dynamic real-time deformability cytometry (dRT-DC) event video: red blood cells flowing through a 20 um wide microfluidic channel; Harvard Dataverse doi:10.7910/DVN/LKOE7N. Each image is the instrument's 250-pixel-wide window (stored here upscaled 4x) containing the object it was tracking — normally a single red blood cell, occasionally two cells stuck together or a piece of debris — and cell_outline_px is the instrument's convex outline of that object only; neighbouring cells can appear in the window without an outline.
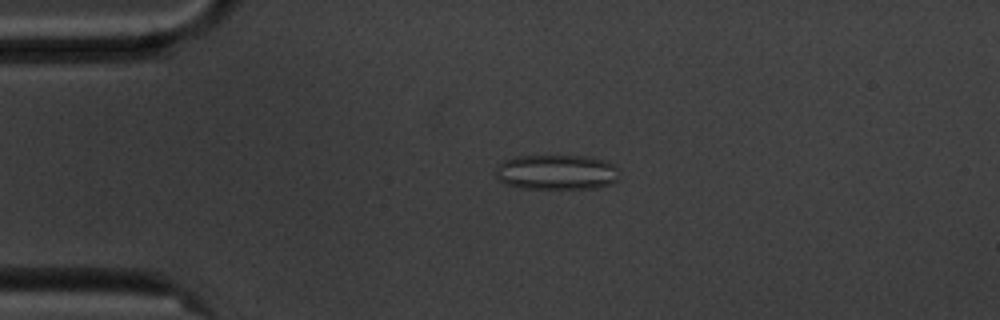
{"species": "common noctule bat (a hibernating species)", "species_latin": "Nyctalus noctula", "temperature_condition": "cold", "stored_images_in_passage": 57, "camera_frame_rate_fps": 3000, "um_per_image_px": 0.085, "animal": {"sex": "male", "body_mass_g": 20.1, "forearm_length_mm": 53.5}, "frame": {"image": 1, "passage_image": 13, "time_ms": 4.0, "image_size_px": [1000, 320], "cell_outline_px": [[616, 180], [608, 184], [596, 188], [520, 188], [504, 184], [496, 176], [496, 168], [504, 160], [516, 156], [584, 156], [604, 160], [612, 164], [616, 168]], "centroid_in_image_um": [47.25, 14.63], "position_along_channel_um": 37.8, "area_um2": 24.97}}
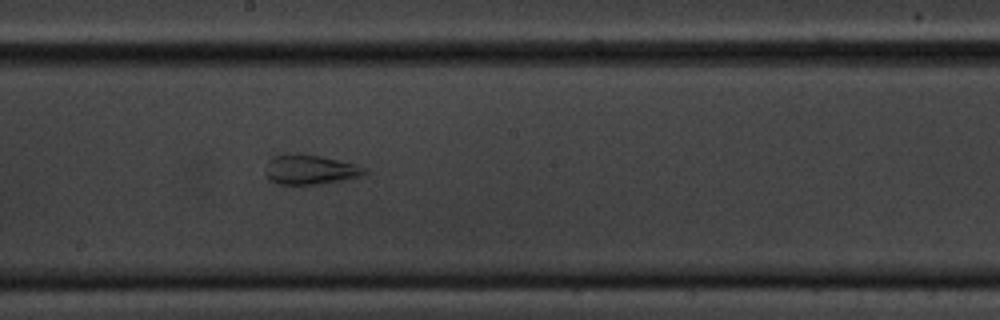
{"frame": {"image": 2, "passage_image": 31, "time_ms": 10.0, "image_size_px": [1000, 320], "cell_outline_px": [[368, 172], [360, 176], [340, 180], [316, 184], [280, 184], [268, 180], [264, 172], [268, 160], [272, 156], [288, 152], [296, 152], [320, 156], [340, 160], [356, 164], [364, 168]], "centroid_in_image_um": [26.28, 14.38], "position_along_channel_um": 221.9, "area_um2": 17.34}}
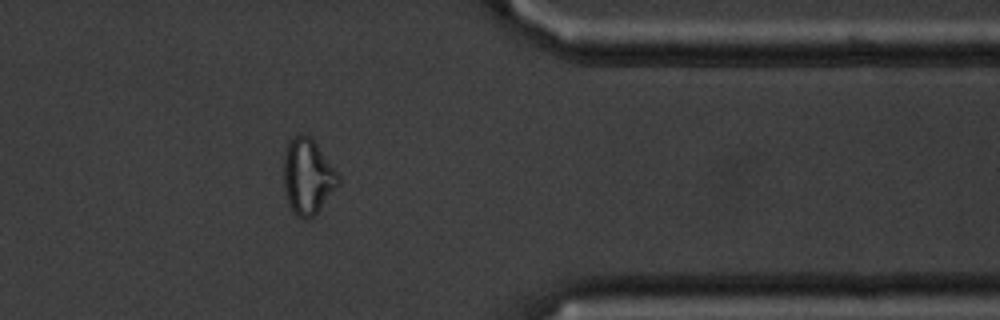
{"frame": {"image": 3, "passage_image": 46, "time_ms": 15.0, "image_size_px": [1000, 320], "cell_outline_px": [[340, 184], [320, 208], [308, 220], [304, 220], [296, 216], [292, 212], [288, 204], [284, 192], [284, 152], [288, 140], [292, 136], [300, 132], [312, 136], [340, 176]], "centroid_in_image_um": [26.14, 14.97], "position_along_channel_um": 385.3, "area_um2": 24.62}}